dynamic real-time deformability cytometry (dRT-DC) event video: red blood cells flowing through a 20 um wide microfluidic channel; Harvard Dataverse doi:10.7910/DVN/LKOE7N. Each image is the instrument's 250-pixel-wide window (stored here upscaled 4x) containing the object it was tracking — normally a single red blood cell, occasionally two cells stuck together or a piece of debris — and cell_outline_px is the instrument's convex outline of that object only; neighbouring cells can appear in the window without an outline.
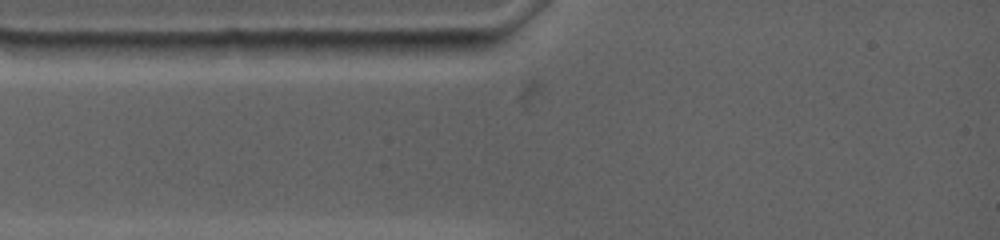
{"species": "common noctule bat (a hibernating species)", "species_latin": "Nyctalus noctula", "temperature_condition": "warm", "stored_images_in_passage": 2, "camera_frame_rate_fps": 4500, "um_per_image_px": 0.085, "animal": {"sex": "female", "body_mass_g": 19.0, "forearm_length_mm": 53.3}, "frame": {"image": 1, "passage_image": 2, "time_ms": 0.444, "image_size_px": [1000, 240], "cell_outline_px": [[496, 40], [480, 48], [436, 56], [348, 52], [340, 44], [340, 40]], "centroid_in_image_um": [35.08, 3.96], "position_along_channel_um": 49.9, "area_um2": 13.64}}